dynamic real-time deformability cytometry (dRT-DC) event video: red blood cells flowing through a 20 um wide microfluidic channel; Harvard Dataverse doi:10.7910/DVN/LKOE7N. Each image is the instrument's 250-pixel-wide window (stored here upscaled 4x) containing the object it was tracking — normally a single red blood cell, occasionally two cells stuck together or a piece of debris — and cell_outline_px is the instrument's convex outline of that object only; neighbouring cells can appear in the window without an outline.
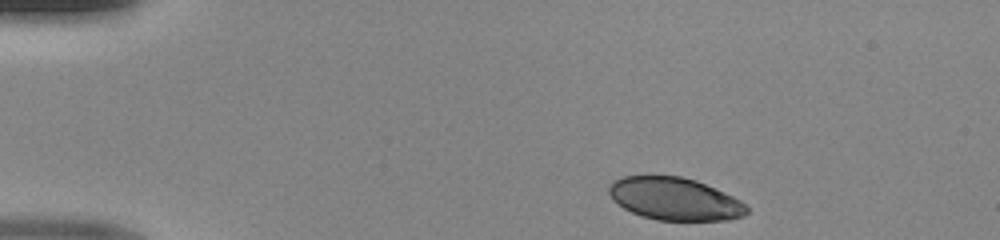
{"species": "human", "species_latin": "Homo sapiens", "temperature_condition": "room temperature", "stored_images_in_passage": 41, "camera_frame_rate_fps": 3000, "um_per_image_px": 0.085, "donor": {"sex": "male"}, "frame": {"image": 1, "passage_image": 1, "time_ms": 0.0, "image_size_px": [1000, 240], "cell_outline_px": [[748, 212], [744, 216], [728, 220], [656, 220], [640, 216], [624, 208], [612, 200], [608, 192], [608, 184], [612, 180], [624, 176], [680, 176], [696, 180], [732, 196], [740, 200], [748, 208]], "centroid_in_image_um": [57.31, 16.91], "position_along_channel_um": 27.7, "area_um2": 34.28}}
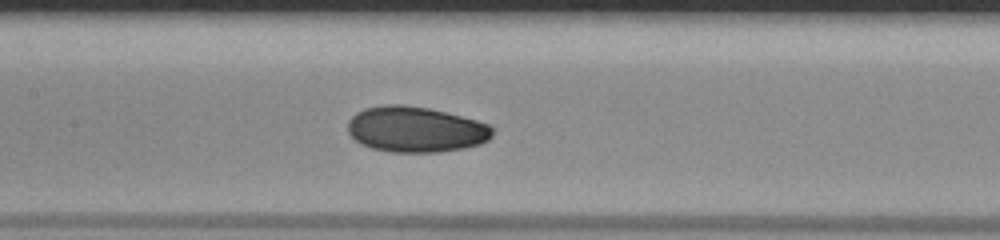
{"frame": {"image": 2, "passage_image": 17, "time_ms": 5.333, "image_size_px": [1000, 240], "cell_outline_px": [[492, 136], [488, 140], [480, 144], [464, 148], [440, 152], [392, 152], [372, 148], [360, 144], [348, 132], [348, 120], [356, 112], [364, 108], [380, 104], [404, 104], [428, 108], [492, 124]], "centroid_in_image_um": [35.32, 10.99], "position_along_channel_um": 172.1, "area_um2": 38.73}}
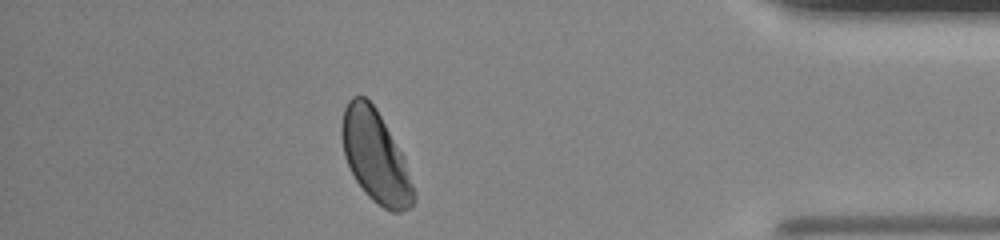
{"frame": {"image": 3, "passage_image": 36, "time_ms": 11.667, "image_size_px": [1000, 240], "cell_outline_px": [[416, 200], [408, 208], [400, 212], [392, 212], [384, 208], [372, 200], [364, 192], [356, 180], [344, 156], [340, 136], [340, 124], [344, 108], [348, 100], [352, 96], [364, 96], [376, 108], [404, 156], [416, 192]], "centroid_in_image_um": [31.91, 13.3], "position_along_channel_um": 403.3, "area_um2": 38.73}}